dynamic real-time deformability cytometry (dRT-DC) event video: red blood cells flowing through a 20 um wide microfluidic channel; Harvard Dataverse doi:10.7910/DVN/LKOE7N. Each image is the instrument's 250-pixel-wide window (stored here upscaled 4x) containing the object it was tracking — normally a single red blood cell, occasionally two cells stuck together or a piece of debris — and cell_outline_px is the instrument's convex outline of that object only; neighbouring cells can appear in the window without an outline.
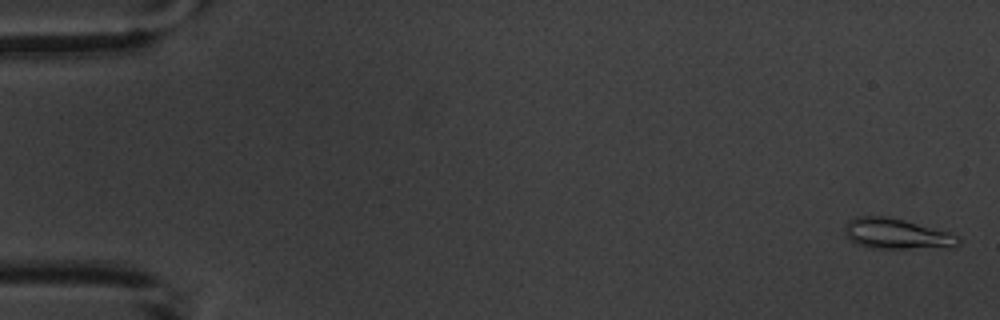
{"species": "common noctule bat (a hibernating species)", "species_latin": "Nyctalus noctula", "temperature_condition": "warm", "stored_images_in_passage": 5, "camera_frame_rate_fps": 3000, "um_per_image_px": 0.085, "animal": {"sex": "male", "body_mass_g": 20.1, "forearm_length_mm": 53.5}, "frame": {"image": 1, "passage_image": 1, "time_ms": 0.0, "image_size_px": [1000, 320], "cell_outline_px": [[960, 244], [952, 248], [868, 248], [856, 244], [848, 240], [844, 232], [844, 228], [848, 220], [856, 216], [888, 216], [904, 220], [948, 232], [960, 236]], "centroid_in_image_um": [76.2, 19.88], "position_along_channel_um": 8.8, "area_um2": 20.52}}